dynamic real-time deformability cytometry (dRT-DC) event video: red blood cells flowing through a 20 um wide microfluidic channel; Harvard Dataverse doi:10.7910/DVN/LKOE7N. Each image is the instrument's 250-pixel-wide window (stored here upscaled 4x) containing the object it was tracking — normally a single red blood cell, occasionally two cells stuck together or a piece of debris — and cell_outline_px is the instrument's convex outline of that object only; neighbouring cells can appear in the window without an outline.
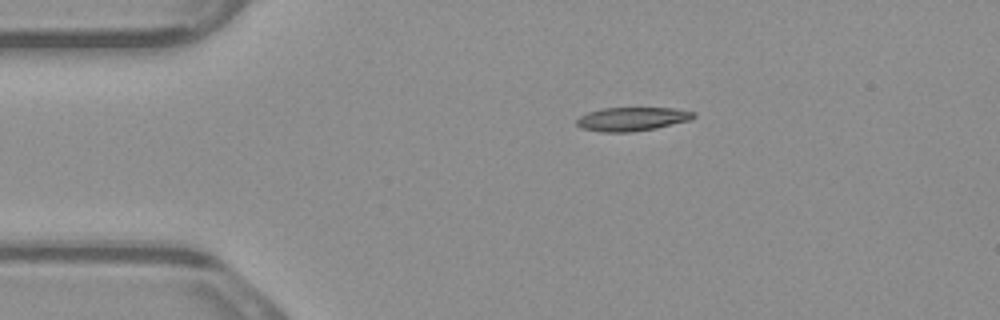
{"species": "common noctule bat (a hibernating species)", "species_latin": "Nyctalus noctula", "temperature_condition": "warm", "stored_images_in_passage": 3, "camera_frame_rate_fps": 3000, "um_per_image_px": 0.085, "animal": {"sex": "male", "body_mass_g": 23.1, "forearm_length_mm": 52.7}, "frame": {"image": 1, "passage_image": 1, "time_ms": 0.0, "image_size_px": [1000, 320], "cell_outline_px": [[696, 116], [692, 120], [656, 128], [632, 132], [600, 132], [580, 128], [576, 124], [576, 120], [580, 116], [588, 112], [604, 108], [676, 108], [696, 112]], "centroid_in_image_um": [53.75, 10.12], "position_along_channel_um": 31.2, "area_um2": 16.36}}
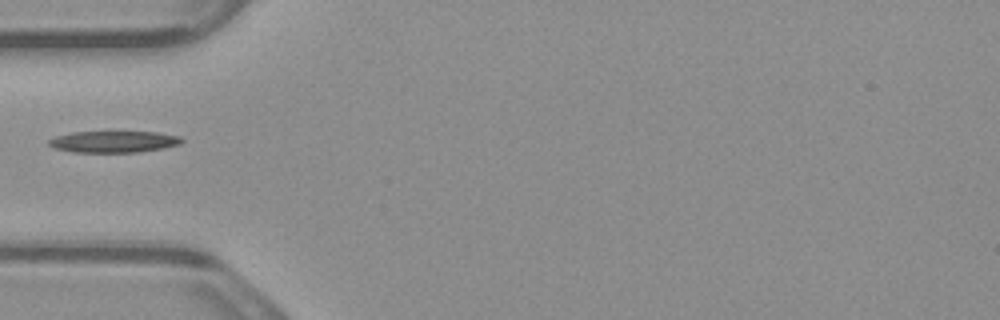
{"frame": {"image": 2, "passage_image": 3, "time_ms": 0.667, "image_size_px": [1000, 320], "cell_outline_px": [[184, 140], [180, 144], [164, 148], [136, 152], [72, 152], [52, 148], [48, 144], [48, 140], [56, 136], [72, 132], [156, 132], [180, 136]], "centroid_in_image_um": [9.65, 12.05], "position_along_channel_um": 75.4, "area_um2": 16.7}}